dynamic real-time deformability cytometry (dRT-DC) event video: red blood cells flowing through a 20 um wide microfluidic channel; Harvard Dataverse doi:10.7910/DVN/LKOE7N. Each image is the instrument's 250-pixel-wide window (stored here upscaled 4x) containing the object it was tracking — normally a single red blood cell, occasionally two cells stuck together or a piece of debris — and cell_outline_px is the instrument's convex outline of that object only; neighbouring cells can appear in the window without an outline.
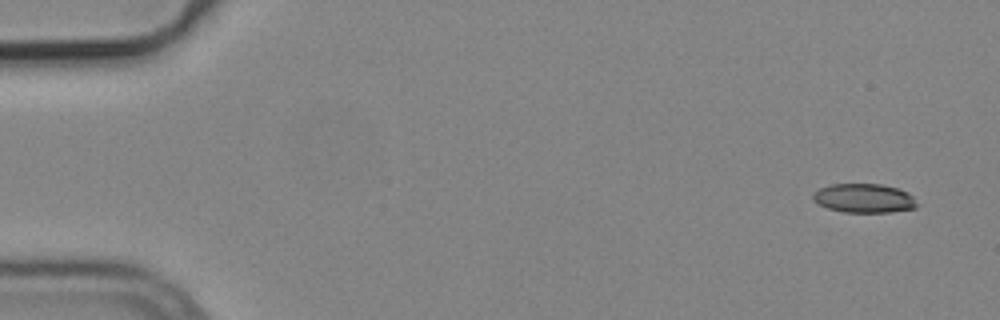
{"species": "common noctule bat (a hibernating species)", "species_latin": "Nyctalus noctula", "temperature_condition": "cold", "stored_images_in_passage": 5, "camera_frame_rate_fps": 3000, "um_per_image_px": 0.085, "animal": {"sex": "male", "body_mass_g": 19.2, "forearm_length_mm": 51.8}, "frame": {"image": 1, "passage_image": 1, "time_ms": 0.0, "image_size_px": [1000, 320], "cell_outline_px": [[916, 208], [892, 212], [844, 212], [828, 208], [812, 200], [812, 196], [820, 188], [828, 184], [880, 184], [896, 188], [908, 192], [912, 196], [916, 204]], "centroid_in_image_um": [73.43, 16.85], "position_along_channel_um": 11.6, "area_um2": 17.46}}